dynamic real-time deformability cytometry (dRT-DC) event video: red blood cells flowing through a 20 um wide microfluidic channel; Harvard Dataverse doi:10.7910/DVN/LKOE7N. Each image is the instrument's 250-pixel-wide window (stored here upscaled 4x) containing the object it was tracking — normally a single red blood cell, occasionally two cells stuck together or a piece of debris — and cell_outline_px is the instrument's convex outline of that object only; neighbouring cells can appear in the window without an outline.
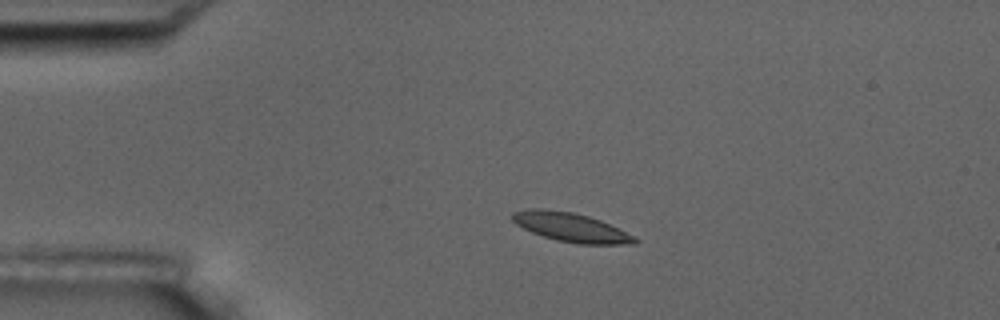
{"species": "common noctule bat (a hibernating species)", "species_latin": "Nyctalus noctula", "temperature_condition": "room temperature", "stored_images_in_passage": 3, "camera_frame_rate_fps": 3000, "um_per_image_px": 0.085, "animal": {"sex": "male", "body_mass_g": 17.5, "forearm_length_mm": 52.3}, "frame": {"image": 1, "passage_image": 2, "time_ms": 2.0, "image_size_px": [1000, 320], "cell_outline_px": [[640, 240], [636, 244], [580, 244], [556, 240], [532, 232], [516, 224], [512, 220], [512, 212], [528, 208], [540, 208], [572, 212], [588, 216], [600, 220], [636, 236]], "centroid_in_image_um": [48.55, 19.32], "position_along_channel_um": 36.4, "area_um2": 20.69}}